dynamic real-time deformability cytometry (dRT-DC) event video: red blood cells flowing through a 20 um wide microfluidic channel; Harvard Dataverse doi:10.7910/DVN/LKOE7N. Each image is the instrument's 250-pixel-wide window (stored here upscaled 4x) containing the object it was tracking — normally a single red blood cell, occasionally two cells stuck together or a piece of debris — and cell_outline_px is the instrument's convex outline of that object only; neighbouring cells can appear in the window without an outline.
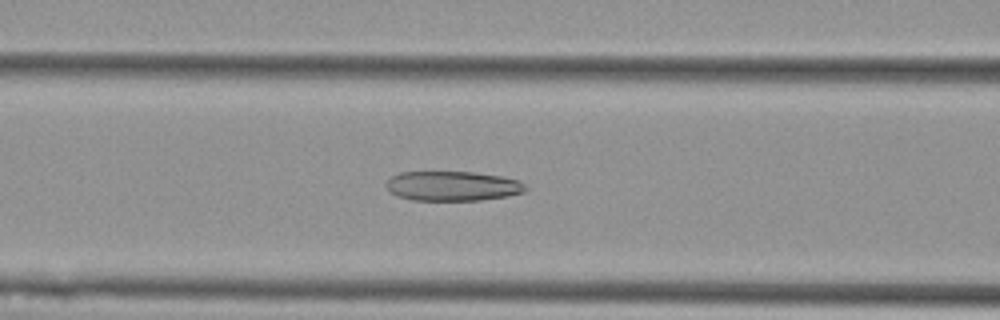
{"species": "Egyptian fruit bat (a non-hibernating species)", "species_latin": "Rousettus aegyptiacus", "temperature_condition": "cold", "stored_images_in_passage": 41, "camera_frame_rate_fps": 3000, "um_per_image_px": 0.085, "animal": {"sex": "female"}, "frame": {"image": 1, "passage_image": 15, "time_ms": 4.667, "image_size_px": [1000, 320], "cell_outline_px": [[528, 188], [524, 192], [504, 196], [480, 200], [412, 200], [396, 196], [388, 192], [384, 184], [392, 176], [400, 172], [472, 172], [500, 176], [520, 180]], "centroid_in_image_um": [38.42, 15.81], "position_along_channel_um": 128.2, "area_um2": 24.16}}
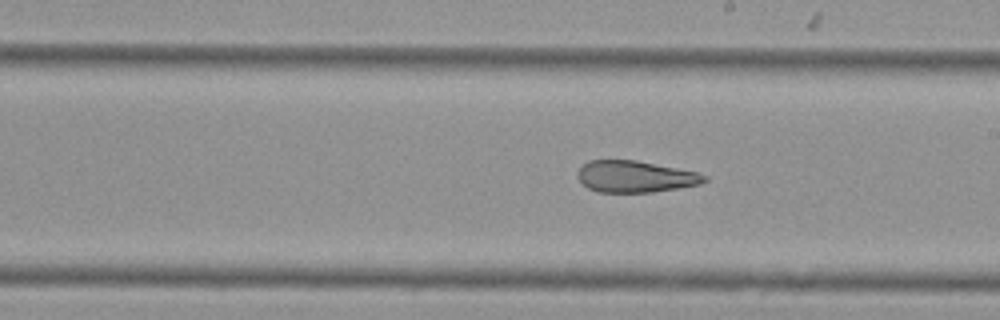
{"frame": {"image": 2, "passage_image": 24, "time_ms": 7.667, "image_size_px": [1000, 320], "cell_outline_px": [[708, 180], [700, 184], [652, 192], [596, 192], [588, 188], [576, 176], [580, 168], [588, 160], [636, 160], [696, 172], [708, 176]], "centroid_in_image_um": [53.98, 15.01], "position_along_channel_um": 235.0, "area_um2": 23.18}}
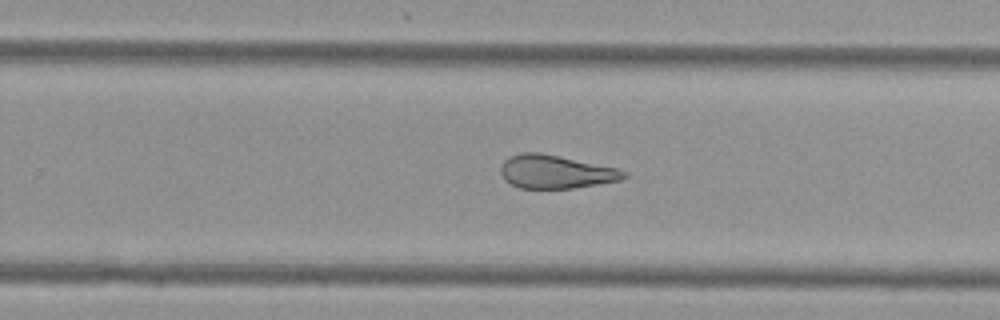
{"frame": {"image": 3, "passage_image": 28, "time_ms": 9.0, "image_size_px": [1000, 320], "cell_outline_px": [[628, 176], [620, 180], [572, 188], [520, 188], [504, 180], [500, 172], [500, 168], [504, 160], [520, 152], [540, 152], [616, 168], [628, 172]], "centroid_in_image_um": [47.21, 14.6], "position_along_channel_um": 282.6, "area_um2": 23.76}, "authors_computed_cell_mechanics": {"area_um2": 25.2586, "velocity_mm_per_s": 3.5745, "shape_relaxation_time_tau1_ms": null, "shape_relaxation_time_tau2_ms": 2.7261, "deformation_change_tau1": null, "deformation_change_tau2": 0.1205}}